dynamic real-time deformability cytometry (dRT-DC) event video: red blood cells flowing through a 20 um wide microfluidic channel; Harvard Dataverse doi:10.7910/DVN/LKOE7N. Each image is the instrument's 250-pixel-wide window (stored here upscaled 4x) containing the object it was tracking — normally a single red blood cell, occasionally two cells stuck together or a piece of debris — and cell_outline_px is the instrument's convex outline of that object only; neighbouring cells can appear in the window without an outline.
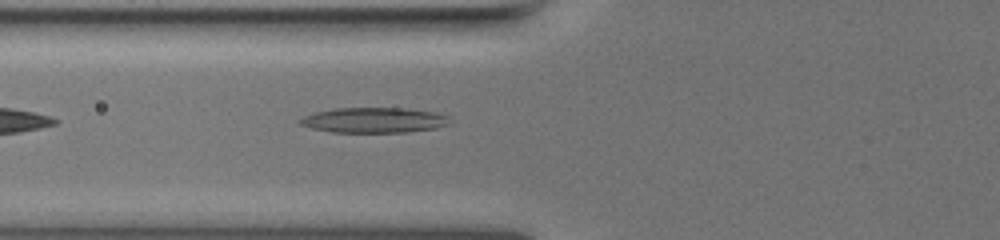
{"species": "common noctule bat (a hibernating species)", "species_latin": "Nyctalus noctula", "temperature_condition": "warm", "stored_images_in_passage": 34, "camera_frame_rate_fps": 3000, "um_per_image_px": 0.085, "animal": {"sex": "female", "body_mass_g": 19.5, "forearm_length_mm": 54.1}, "frame": {"image": 1, "passage_image": 3, "time_ms": 0.667, "image_size_px": [1000, 240], "cell_outline_px": [[452, 124], [436, 128], [408, 132], [332, 132], [312, 128], [300, 124], [300, 120], [304, 116], [316, 112], [336, 108], [404, 108], [436, 112], [448, 116]], "centroid_in_image_um": [31.86, 10.21], "position_along_channel_um": 93.9, "area_um2": 22.02}}
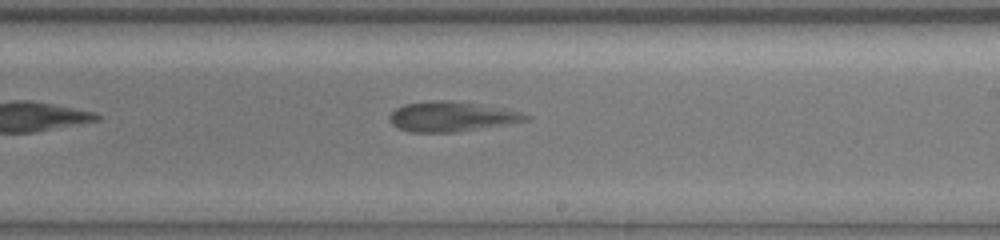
{"frame": {"image": 2, "passage_image": 17, "time_ms": 5.333, "image_size_px": [1000, 240], "cell_outline_px": [[532, 120], [456, 132], [408, 132], [396, 128], [388, 120], [388, 116], [396, 108], [404, 104], [440, 100], [452, 100], [476, 104], [520, 112], [532, 116]], "centroid_in_image_um": [38.35, 9.92], "position_along_channel_um": 250.7, "area_um2": 23.7}}
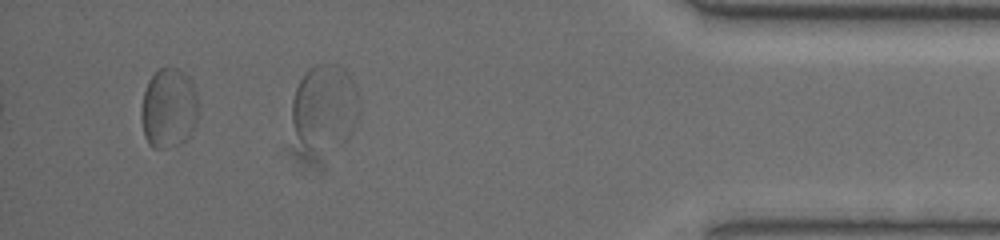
{"frame": {"image": 3, "passage_image": 34, "time_ms": 11.0, "image_size_px": [1000, 240], "cell_outline_px": [[200, 112], [196, 124], [188, 136], [184, 140], [176, 144], [164, 148], [152, 148], [148, 144], [144, 136], [140, 116], [140, 108], [144, 92], [148, 80], [160, 68], [176, 68], [184, 72], [188, 76], [196, 92]], "centroid_in_image_um": [14.34, 9.2], "position_along_channel_um": 420.9, "area_um2": 26.88}}